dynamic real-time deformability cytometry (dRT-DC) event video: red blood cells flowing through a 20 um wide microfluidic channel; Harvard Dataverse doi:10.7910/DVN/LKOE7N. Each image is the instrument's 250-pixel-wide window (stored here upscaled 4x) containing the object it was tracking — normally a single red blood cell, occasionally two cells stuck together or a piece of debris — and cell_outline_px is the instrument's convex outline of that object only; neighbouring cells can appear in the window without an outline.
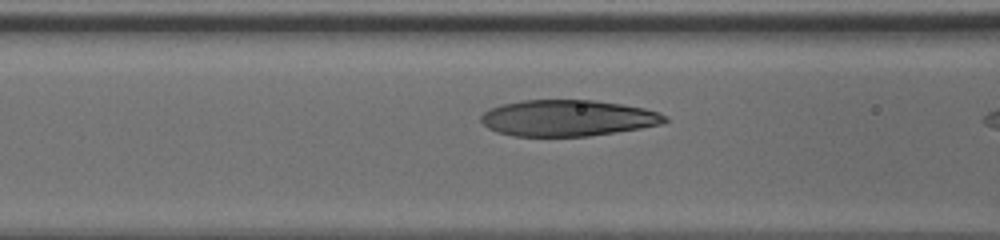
{"species": "human", "species_latin": "Homo sapiens", "temperature_condition": "cold", "stored_images_in_passage": 14, "camera_frame_rate_fps": 3000, "um_per_image_px": 0.085, "donor": {"sex": "male"}, "frame": {"image": 1, "passage_image": 12, "time_ms": 3.667, "image_size_px": [1000, 240], "cell_outline_px": [[668, 120], [660, 124], [640, 128], [588, 136], [512, 136], [496, 132], [488, 128], [480, 120], [480, 116], [488, 108], [500, 104], [520, 100], [592, 100], [620, 104], [644, 108], [660, 112], [668, 116]], "centroid_in_image_um": [48.21, 10.03], "position_along_channel_um": 118.4, "area_um2": 38.96}}